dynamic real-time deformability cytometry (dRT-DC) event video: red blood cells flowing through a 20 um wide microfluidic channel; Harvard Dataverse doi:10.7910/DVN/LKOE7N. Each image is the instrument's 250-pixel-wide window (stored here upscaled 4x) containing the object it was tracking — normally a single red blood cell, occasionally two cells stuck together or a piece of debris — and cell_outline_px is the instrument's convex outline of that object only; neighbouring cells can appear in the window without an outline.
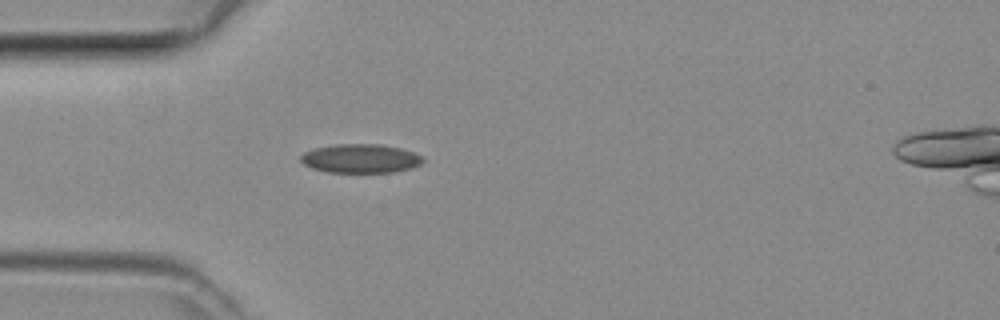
{"species": "common noctule bat (a hibernating species)", "species_latin": "Nyctalus noctula", "temperature_condition": "room temperature", "stored_images_in_passage": 36, "camera_frame_rate_fps": 3000, "um_per_image_px": 0.085, "animal": {"sex": "female", "body_mass_g": 29.2, "forearm_length_mm": 56.3}, "frame": {"image": 1, "passage_image": 5, "time_ms": 1.333, "image_size_px": [1000, 320], "cell_outline_px": [[424, 160], [420, 164], [412, 168], [396, 172], [328, 172], [312, 168], [304, 164], [300, 160], [300, 156], [304, 152], [312, 148], [336, 144], [380, 144], [400, 148], [424, 156]], "centroid_in_image_um": [30.65, 13.47], "position_along_channel_um": 54.4, "area_um2": 20.69}}
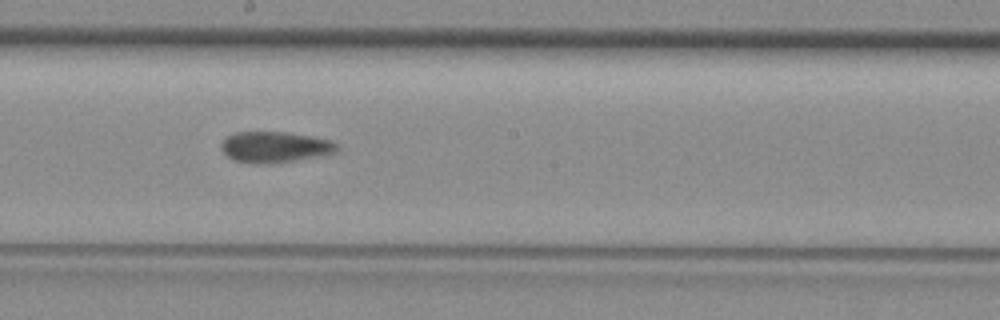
{"frame": {"image": 2, "passage_image": 17, "time_ms": 5.333, "image_size_px": [1000, 320], "cell_outline_px": [[340, 148], [336, 152], [320, 156], [272, 164], [252, 164], [232, 160], [220, 148], [220, 144], [228, 136], [236, 132], [284, 132], [312, 136], [328, 140], [336, 144]], "centroid_in_image_um": [23.34, 12.51], "position_along_channel_um": 224.9, "area_um2": 20.98}}
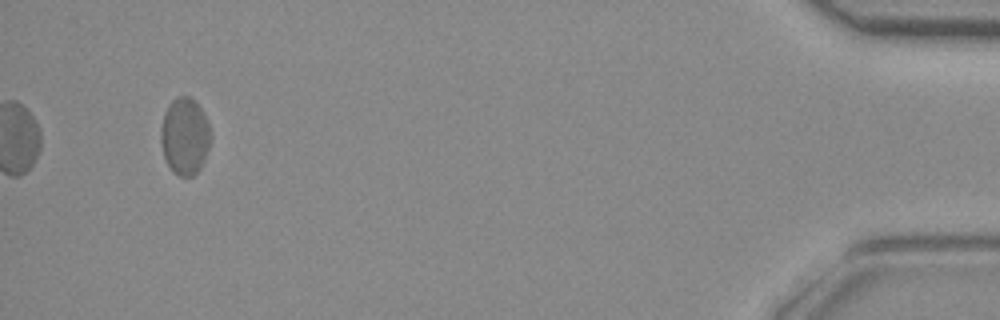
{"frame": {"image": 3, "passage_image": 36, "time_ms": 11.667, "image_size_px": [1000, 320], "cell_outline_px": [[212, 136], [204, 160], [200, 168], [192, 176], [180, 176], [172, 172], [164, 156], [160, 140], [160, 128], [164, 112], [168, 104], [176, 96], [192, 96], [200, 108], [208, 124]], "centroid_in_image_um": [15.69, 11.56], "position_along_channel_um": 419.5, "area_um2": 22.48}}